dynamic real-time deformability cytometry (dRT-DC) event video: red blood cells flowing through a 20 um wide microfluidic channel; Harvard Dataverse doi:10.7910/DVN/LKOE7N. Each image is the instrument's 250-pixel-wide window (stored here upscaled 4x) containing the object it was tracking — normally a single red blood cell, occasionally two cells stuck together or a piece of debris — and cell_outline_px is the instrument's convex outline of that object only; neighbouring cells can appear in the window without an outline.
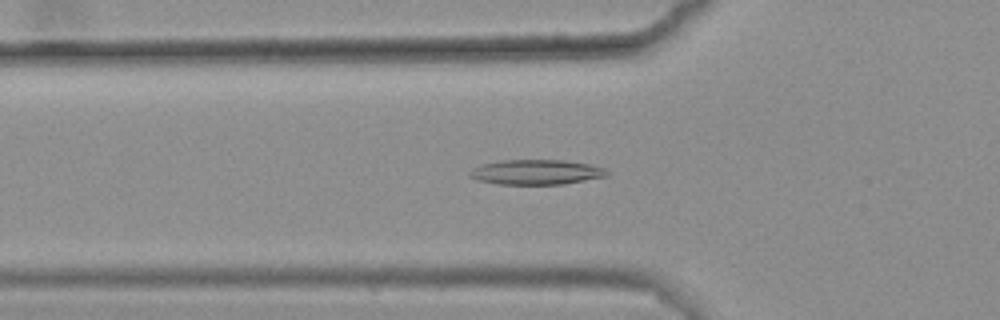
{"species": "common noctule bat (a hibernating species)", "species_latin": "Nyctalus noctula", "temperature_condition": "warm", "stored_images_in_passage": 45, "camera_frame_rate_fps": 3000, "um_per_image_px": 0.085, "animal": {"sex": "female", "body_mass_g": 25.1}, "frame": {"image": 1, "passage_image": 16, "time_ms": 5.0, "image_size_px": [1000, 320], "cell_outline_px": [[608, 176], [564, 184], [496, 184], [476, 180], [468, 176], [468, 172], [472, 168], [484, 164], [500, 160], [564, 160], [588, 164], [604, 168], [608, 172]], "centroid_in_image_um": [45.54, 14.63], "position_along_channel_um": 80.3, "area_um2": 20.0}}
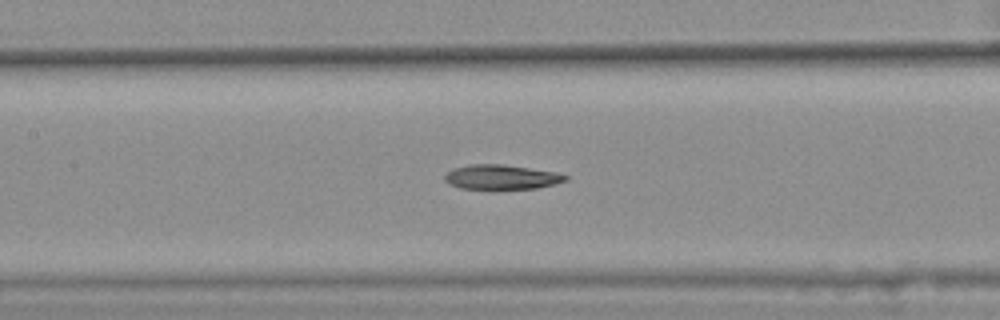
{"frame": {"image": 2, "passage_image": 23, "time_ms": 7.333, "image_size_px": [1000, 320], "cell_outline_px": [[568, 180], [556, 184], [536, 188], [460, 188], [444, 180], [444, 176], [448, 172], [456, 168], [468, 164], [500, 164], [528, 168], [552, 172], [568, 176]], "centroid_in_image_um": [42.62, 15.04], "position_along_channel_um": 164.8, "area_um2": 16.82}}
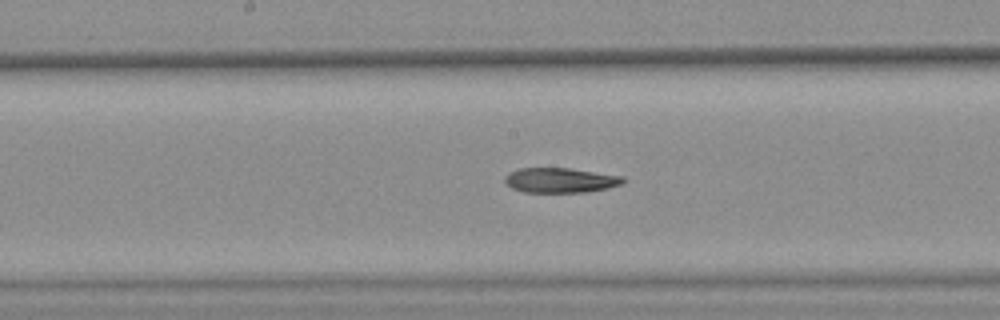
{"frame": {"image": 3, "passage_image": 26, "time_ms": 8.333, "image_size_px": [1000, 320], "cell_outline_px": [[624, 180], [620, 184], [608, 188], [584, 192], [524, 192], [512, 188], [504, 180], [504, 176], [508, 172], [520, 168], [572, 168], [624, 176]], "centroid_in_image_um": [47.61, 15.31], "position_along_channel_um": 200.6, "area_um2": 17.17}}